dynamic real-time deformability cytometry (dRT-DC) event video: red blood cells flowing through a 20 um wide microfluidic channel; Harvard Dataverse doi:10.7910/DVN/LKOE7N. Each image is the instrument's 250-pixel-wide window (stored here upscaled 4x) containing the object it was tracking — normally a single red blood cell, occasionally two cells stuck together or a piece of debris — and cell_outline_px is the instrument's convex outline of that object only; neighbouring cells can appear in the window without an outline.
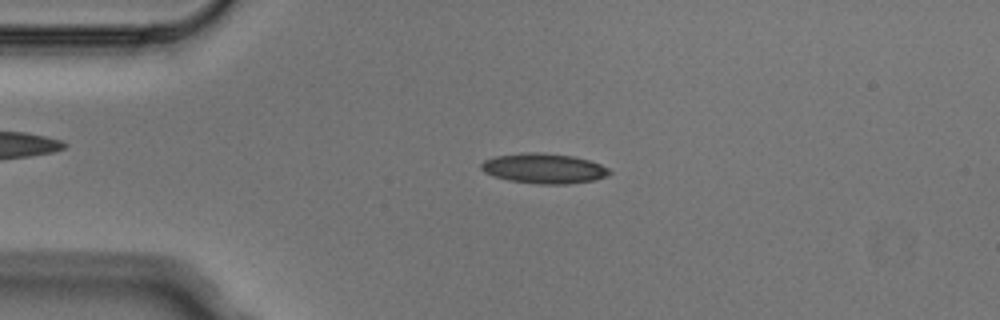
{"species": "Egyptian fruit bat (a non-hibernating species)", "species_latin": "Rousettus aegyptiacus", "temperature_condition": "cold", "stored_images_in_passage": 4, "camera_frame_rate_fps": 3000, "um_per_image_px": 0.085, "animal": {"sex": "male"}, "frame": {"image": 1, "passage_image": 3, "time_ms": 0.667, "image_size_px": [1000, 320], "cell_outline_px": [[612, 172], [608, 176], [596, 180], [568, 184], [540, 184], [508, 180], [484, 172], [480, 168], [480, 164], [484, 160], [496, 156], [520, 152], [540, 152], [572, 156], [588, 160], [600, 164], [608, 168]], "centroid_in_image_um": [46.24, 14.31], "position_along_channel_um": 38.8, "area_um2": 22.54}}